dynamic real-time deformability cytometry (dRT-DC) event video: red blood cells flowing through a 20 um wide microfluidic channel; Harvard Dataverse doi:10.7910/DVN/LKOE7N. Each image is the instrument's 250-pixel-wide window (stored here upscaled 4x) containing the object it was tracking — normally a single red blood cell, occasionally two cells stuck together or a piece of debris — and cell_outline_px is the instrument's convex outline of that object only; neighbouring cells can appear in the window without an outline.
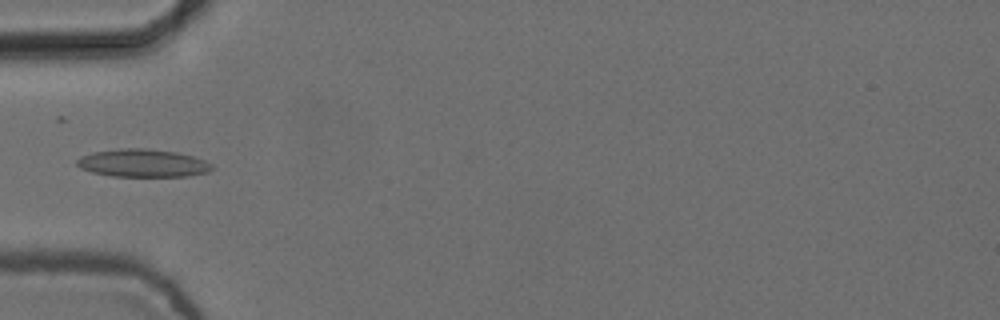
{"species": "common noctule bat (a hibernating species)", "species_latin": "Nyctalus noctula", "temperature_condition": "cold", "stored_images_in_passage": 6, "camera_frame_rate_fps": 3000, "um_per_image_px": 0.085, "animal": {"sex": "female", "body_mass_g": 24.6, "forearm_length_mm": 56.2}, "frame": {"image": 1, "passage_image": 6, "time_ms": 1.667, "image_size_px": [1000, 320], "cell_outline_px": [[212, 168], [208, 172], [188, 176], [112, 176], [92, 172], [80, 168], [76, 164], [76, 160], [80, 156], [92, 152], [120, 148], [148, 148], [176, 152], [192, 156], [204, 160], [212, 164]], "centroid_in_image_um": [12.1, 13.86], "position_along_channel_um": 72.9, "area_um2": 21.96}}